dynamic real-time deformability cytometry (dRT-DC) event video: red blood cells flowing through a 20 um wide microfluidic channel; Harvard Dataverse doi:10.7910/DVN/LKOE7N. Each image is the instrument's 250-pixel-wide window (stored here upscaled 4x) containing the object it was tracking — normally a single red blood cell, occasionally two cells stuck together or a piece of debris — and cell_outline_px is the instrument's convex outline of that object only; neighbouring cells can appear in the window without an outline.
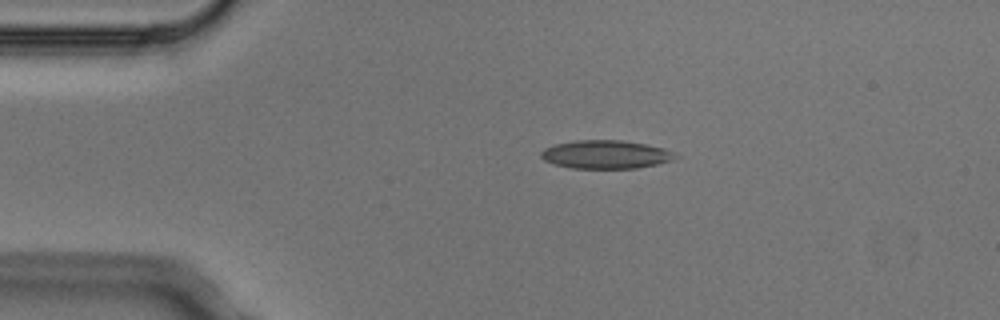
{"species": "Egyptian fruit bat (a non-hibernating species)", "species_latin": "Rousettus aegyptiacus", "temperature_condition": "cold", "stored_images_in_passage": 3, "camera_frame_rate_fps": 3000, "um_per_image_px": 0.085, "animal": {"sex": "male"}, "frame": {"image": 1, "passage_image": 2, "time_ms": 0.333, "image_size_px": [1000, 320], "cell_outline_px": [[680, 156], [672, 160], [656, 164], [636, 168], [572, 168], [556, 164], [544, 160], [540, 156], [540, 152], [544, 148], [556, 144], [576, 140], [620, 140], [644, 144], [664, 148], [676, 152]], "centroid_in_image_um": [51.51, 13.12], "position_along_channel_um": 33.5, "area_um2": 22.14}}